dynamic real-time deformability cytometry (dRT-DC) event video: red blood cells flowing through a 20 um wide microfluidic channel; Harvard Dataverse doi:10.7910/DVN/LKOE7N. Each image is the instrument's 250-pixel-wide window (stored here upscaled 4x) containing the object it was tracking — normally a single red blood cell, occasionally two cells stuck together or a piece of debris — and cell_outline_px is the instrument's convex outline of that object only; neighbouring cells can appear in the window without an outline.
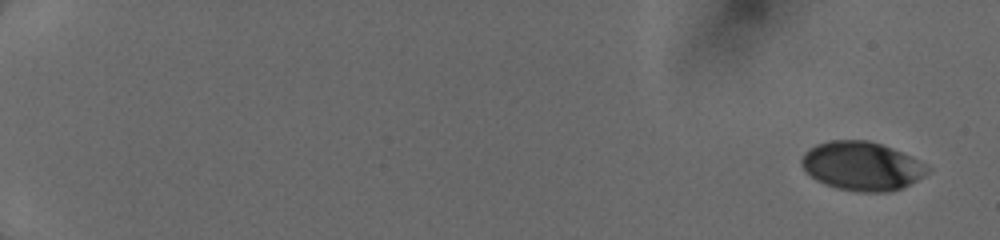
{"species": "human", "species_latin": "Homo sapiens", "temperature_condition": "cold", "stored_images_in_passage": 11, "camera_frame_rate_fps": 3000, "um_per_image_px": 0.085, "donor": {"sex": "female"}, "frame": {"image": 1, "passage_image": 1, "time_ms": 0.0, "image_size_px": [1000, 240], "cell_outline_px": [[932, 168], [924, 176], [904, 188], [888, 192], [856, 192], [836, 188], [824, 184], [816, 180], [800, 164], [800, 160], [804, 152], [808, 148], [816, 144], [828, 140], [868, 140], [892, 148], [912, 156], [928, 164]], "centroid_in_image_um": [73.28, 14.12], "position_along_channel_um": 11.7, "area_um2": 36.3}}
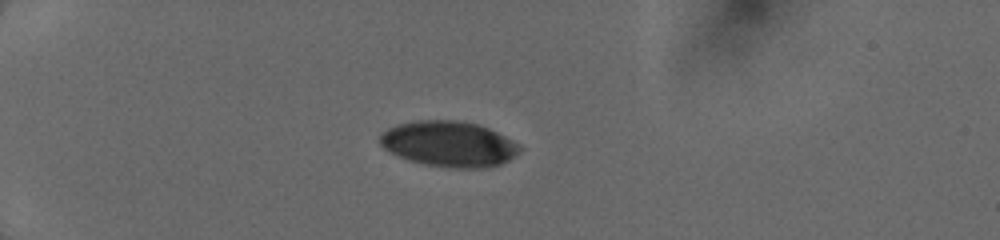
{"frame": {"image": 2, "passage_image": 6, "time_ms": 4.667, "image_size_px": [1000, 240], "cell_outline_px": [[524, 148], [520, 152], [508, 160], [500, 164], [480, 168], [456, 168], [424, 164], [400, 156], [384, 148], [380, 144], [380, 132], [396, 124], [416, 120], [456, 120], [480, 124], [520, 144]], "centroid_in_image_um": [38.17, 12.22], "position_along_channel_um": 46.8, "area_um2": 37.05}}
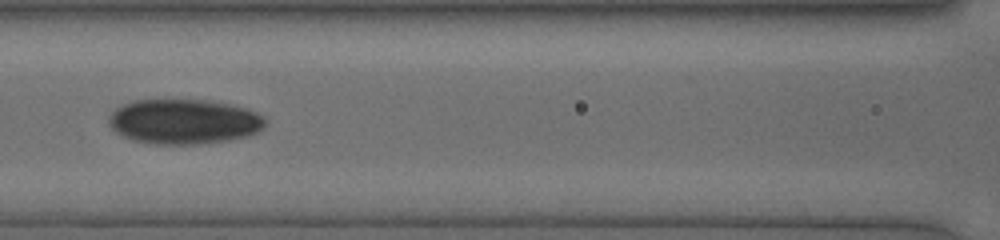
{"frame": {"image": 3, "passage_image": 10, "time_ms": 8.333, "image_size_px": [1000, 240], "cell_outline_px": [[264, 124], [256, 132], [248, 136], [228, 140], [196, 144], [156, 144], [132, 140], [116, 132], [108, 124], [108, 116], [116, 108], [132, 100], [204, 100], [228, 104], [248, 108], [264, 116]], "centroid_in_image_um": [15.6, 10.33], "position_along_channel_um": 151.0, "area_um2": 40.81}}